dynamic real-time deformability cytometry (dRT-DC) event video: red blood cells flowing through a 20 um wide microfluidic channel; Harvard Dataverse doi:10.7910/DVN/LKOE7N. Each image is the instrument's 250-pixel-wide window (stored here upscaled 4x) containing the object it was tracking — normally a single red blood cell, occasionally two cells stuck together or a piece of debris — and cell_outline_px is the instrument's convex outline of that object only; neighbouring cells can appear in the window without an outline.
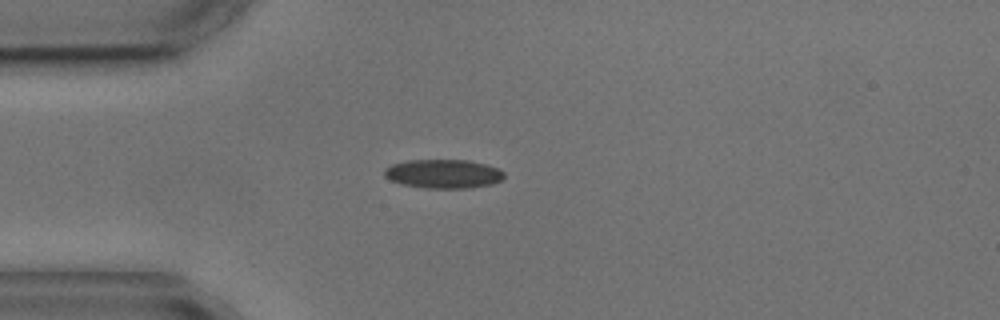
{"species": "common noctule bat (a hibernating species)", "species_latin": "Nyctalus noctula", "temperature_condition": "cold", "stored_images_in_passage": 3, "camera_frame_rate_fps": 3000, "um_per_image_px": 0.085, "animal": {"sex": "male", "body_mass_g": 17.9, "forearm_length_mm": 54.2}, "frame": {"image": 1, "passage_image": 2, "time_ms": 2.333, "image_size_px": [1000, 320], "cell_outline_px": [[504, 176], [500, 180], [492, 184], [472, 188], [424, 188], [404, 184], [392, 180], [384, 176], [384, 168], [392, 164], [408, 160], [468, 160], [484, 164], [496, 168], [504, 172]], "centroid_in_image_um": [37.68, 14.77], "position_along_channel_um": 47.3, "area_um2": 20.06}}